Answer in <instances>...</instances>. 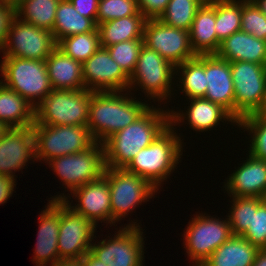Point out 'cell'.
Masks as SVG:
<instances>
[{
	"label": "cell",
	"mask_w": 266,
	"mask_h": 266,
	"mask_svg": "<svg viewBox=\"0 0 266 266\" xmlns=\"http://www.w3.org/2000/svg\"><path fill=\"white\" fill-rule=\"evenodd\" d=\"M15 17V6L8 1L0 0V51H2L10 23Z\"/></svg>",
	"instance_id": "41"
},
{
	"label": "cell",
	"mask_w": 266,
	"mask_h": 266,
	"mask_svg": "<svg viewBox=\"0 0 266 266\" xmlns=\"http://www.w3.org/2000/svg\"><path fill=\"white\" fill-rule=\"evenodd\" d=\"M170 0H138L140 12L148 19H159Z\"/></svg>",
	"instance_id": "42"
},
{
	"label": "cell",
	"mask_w": 266,
	"mask_h": 266,
	"mask_svg": "<svg viewBox=\"0 0 266 266\" xmlns=\"http://www.w3.org/2000/svg\"><path fill=\"white\" fill-rule=\"evenodd\" d=\"M39 218V231L34 250L36 266H53L61 260L58 253V235L60 228V199L49 200ZM49 263V264H47Z\"/></svg>",
	"instance_id": "20"
},
{
	"label": "cell",
	"mask_w": 266,
	"mask_h": 266,
	"mask_svg": "<svg viewBox=\"0 0 266 266\" xmlns=\"http://www.w3.org/2000/svg\"><path fill=\"white\" fill-rule=\"evenodd\" d=\"M59 2L60 0H21L15 6V15L25 22L52 32Z\"/></svg>",
	"instance_id": "31"
},
{
	"label": "cell",
	"mask_w": 266,
	"mask_h": 266,
	"mask_svg": "<svg viewBox=\"0 0 266 266\" xmlns=\"http://www.w3.org/2000/svg\"><path fill=\"white\" fill-rule=\"evenodd\" d=\"M259 248L241 235L221 244L200 266H252Z\"/></svg>",
	"instance_id": "26"
},
{
	"label": "cell",
	"mask_w": 266,
	"mask_h": 266,
	"mask_svg": "<svg viewBox=\"0 0 266 266\" xmlns=\"http://www.w3.org/2000/svg\"><path fill=\"white\" fill-rule=\"evenodd\" d=\"M224 185L230 197L232 195L261 198L266 191V160L249 154Z\"/></svg>",
	"instance_id": "21"
},
{
	"label": "cell",
	"mask_w": 266,
	"mask_h": 266,
	"mask_svg": "<svg viewBox=\"0 0 266 266\" xmlns=\"http://www.w3.org/2000/svg\"><path fill=\"white\" fill-rule=\"evenodd\" d=\"M138 13V0H99L96 25Z\"/></svg>",
	"instance_id": "39"
},
{
	"label": "cell",
	"mask_w": 266,
	"mask_h": 266,
	"mask_svg": "<svg viewBox=\"0 0 266 266\" xmlns=\"http://www.w3.org/2000/svg\"><path fill=\"white\" fill-rule=\"evenodd\" d=\"M241 31L266 41V15L254 0H242Z\"/></svg>",
	"instance_id": "38"
},
{
	"label": "cell",
	"mask_w": 266,
	"mask_h": 266,
	"mask_svg": "<svg viewBox=\"0 0 266 266\" xmlns=\"http://www.w3.org/2000/svg\"><path fill=\"white\" fill-rule=\"evenodd\" d=\"M145 16L140 12L133 16H126L103 22L97 25L101 47L106 48L114 44L143 38Z\"/></svg>",
	"instance_id": "28"
},
{
	"label": "cell",
	"mask_w": 266,
	"mask_h": 266,
	"mask_svg": "<svg viewBox=\"0 0 266 266\" xmlns=\"http://www.w3.org/2000/svg\"><path fill=\"white\" fill-rule=\"evenodd\" d=\"M0 71L2 83L34 107L52 91L45 60L3 56Z\"/></svg>",
	"instance_id": "5"
},
{
	"label": "cell",
	"mask_w": 266,
	"mask_h": 266,
	"mask_svg": "<svg viewBox=\"0 0 266 266\" xmlns=\"http://www.w3.org/2000/svg\"><path fill=\"white\" fill-rule=\"evenodd\" d=\"M241 236L259 249L266 248V205L259 197H251L250 225Z\"/></svg>",
	"instance_id": "36"
},
{
	"label": "cell",
	"mask_w": 266,
	"mask_h": 266,
	"mask_svg": "<svg viewBox=\"0 0 266 266\" xmlns=\"http://www.w3.org/2000/svg\"><path fill=\"white\" fill-rule=\"evenodd\" d=\"M239 128L252 134L248 152L252 156L266 160V113L250 114L237 122ZM251 133V134H250Z\"/></svg>",
	"instance_id": "35"
},
{
	"label": "cell",
	"mask_w": 266,
	"mask_h": 266,
	"mask_svg": "<svg viewBox=\"0 0 266 266\" xmlns=\"http://www.w3.org/2000/svg\"><path fill=\"white\" fill-rule=\"evenodd\" d=\"M234 83V118L265 113L266 111V65L234 61L230 62Z\"/></svg>",
	"instance_id": "6"
},
{
	"label": "cell",
	"mask_w": 266,
	"mask_h": 266,
	"mask_svg": "<svg viewBox=\"0 0 266 266\" xmlns=\"http://www.w3.org/2000/svg\"><path fill=\"white\" fill-rule=\"evenodd\" d=\"M204 2H212V1H214V0H203Z\"/></svg>",
	"instance_id": "52"
},
{
	"label": "cell",
	"mask_w": 266,
	"mask_h": 266,
	"mask_svg": "<svg viewBox=\"0 0 266 266\" xmlns=\"http://www.w3.org/2000/svg\"><path fill=\"white\" fill-rule=\"evenodd\" d=\"M83 266H107L104 262L100 261L90 251H88L82 258Z\"/></svg>",
	"instance_id": "45"
},
{
	"label": "cell",
	"mask_w": 266,
	"mask_h": 266,
	"mask_svg": "<svg viewBox=\"0 0 266 266\" xmlns=\"http://www.w3.org/2000/svg\"><path fill=\"white\" fill-rule=\"evenodd\" d=\"M174 130L169 126L148 147L141 149L125 169L159 190L158 186L175 170L182 156L183 143Z\"/></svg>",
	"instance_id": "3"
},
{
	"label": "cell",
	"mask_w": 266,
	"mask_h": 266,
	"mask_svg": "<svg viewBox=\"0 0 266 266\" xmlns=\"http://www.w3.org/2000/svg\"><path fill=\"white\" fill-rule=\"evenodd\" d=\"M21 0H13L11 3L16 6Z\"/></svg>",
	"instance_id": "51"
},
{
	"label": "cell",
	"mask_w": 266,
	"mask_h": 266,
	"mask_svg": "<svg viewBox=\"0 0 266 266\" xmlns=\"http://www.w3.org/2000/svg\"><path fill=\"white\" fill-rule=\"evenodd\" d=\"M85 89L93 92L129 91L130 77L111 57L107 48L100 47L82 63Z\"/></svg>",
	"instance_id": "16"
},
{
	"label": "cell",
	"mask_w": 266,
	"mask_h": 266,
	"mask_svg": "<svg viewBox=\"0 0 266 266\" xmlns=\"http://www.w3.org/2000/svg\"><path fill=\"white\" fill-rule=\"evenodd\" d=\"M121 228L114 239L92 244L90 252L107 266H143V229L136 222Z\"/></svg>",
	"instance_id": "13"
},
{
	"label": "cell",
	"mask_w": 266,
	"mask_h": 266,
	"mask_svg": "<svg viewBox=\"0 0 266 266\" xmlns=\"http://www.w3.org/2000/svg\"><path fill=\"white\" fill-rule=\"evenodd\" d=\"M260 7L261 11L266 15V0H254Z\"/></svg>",
	"instance_id": "48"
},
{
	"label": "cell",
	"mask_w": 266,
	"mask_h": 266,
	"mask_svg": "<svg viewBox=\"0 0 266 266\" xmlns=\"http://www.w3.org/2000/svg\"><path fill=\"white\" fill-rule=\"evenodd\" d=\"M16 179L10 176L0 175V204L6 203V201L12 196Z\"/></svg>",
	"instance_id": "44"
},
{
	"label": "cell",
	"mask_w": 266,
	"mask_h": 266,
	"mask_svg": "<svg viewBox=\"0 0 266 266\" xmlns=\"http://www.w3.org/2000/svg\"><path fill=\"white\" fill-rule=\"evenodd\" d=\"M53 266H83L81 259L59 260Z\"/></svg>",
	"instance_id": "47"
},
{
	"label": "cell",
	"mask_w": 266,
	"mask_h": 266,
	"mask_svg": "<svg viewBox=\"0 0 266 266\" xmlns=\"http://www.w3.org/2000/svg\"><path fill=\"white\" fill-rule=\"evenodd\" d=\"M52 89H85L82 63L66 55L56 47L45 60Z\"/></svg>",
	"instance_id": "25"
},
{
	"label": "cell",
	"mask_w": 266,
	"mask_h": 266,
	"mask_svg": "<svg viewBox=\"0 0 266 266\" xmlns=\"http://www.w3.org/2000/svg\"><path fill=\"white\" fill-rule=\"evenodd\" d=\"M226 219L221 221L199 213L189 222L183 240L193 266H200L221 244L233 236L229 220Z\"/></svg>",
	"instance_id": "12"
},
{
	"label": "cell",
	"mask_w": 266,
	"mask_h": 266,
	"mask_svg": "<svg viewBox=\"0 0 266 266\" xmlns=\"http://www.w3.org/2000/svg\"><path fill=\"white\" fill-rule=\"evenodd\" d=\"M189 100L190 106L185 112L186 115L183 112L181 114L180 112L169 111L170 126L179 124L185 118L188 119L190 127L199 132L211 130L216 125L218 126L220 121L237 124V120L220 104L213 103L204 97Z\"/></svg>",
	"instance_id": "22"
},
{
	"label": "cell",
	"mask_w": 266,
	"mask_h": 266,
	"mask_svg": "<svg viewBox=\"0 0 266 266\" xmlns=\"http://www.w3.org/2000/svg\"><path fill=\"white\" fill-rule=\"evenodd\" d=\"M216 0L204 2L189 30L191 48L196 55L215 54L220 46L215 30Z\"/></svg>",
	"instance_id": "24"
},
{
	"label": "cell",
	"mask_w": 266,
	"mask_h": 266,
	"mask_svg": "<svg viewBox=\"0 0 266 266\" xmlns=\"http://www.w3.org/2000/svg\"><path fill=\"white\" fill-rule=\"evenodd\" d=\"M57 47L66 55L81 63L88 60L100 47L99 31L68 36L57 43Z\"/></svg>",
	"instance_id": "33"
},
{
	"label": "cell",
	"mask_w": 266,
	"mask_h": 266,
	"mask_svg": "<svg viewBox=\"0 0 266 266\" xmlns=\"http://www.w3.org/2000/svg\"><path fill=\"white\" fill-rule=\"evenodd\" d=\"M56 47L57 43L50 30L36 27L15 15L1 52L3 56L46 60Z\"/></svg>",
	"instance_id": "11"
},
{
	"label": "cell",
	"mask_w": 266,
	"mask_h": 266,
	"mask_svg": "<svg viewBox=\"0 0 266 266\" xmlns=\"http://www.w3.org/2000/svg\"><path fill=\"white\" fill-rule=\"evenodd\" d=\"M181 71V72H180ZM180 73L181 77L178 78L181 83L178 88L184 92L188 97L201 98L205 96L206 74H205V55H197L193 59L186 60L182 64L175 66V74ZM183 88V89H182Z\"/></svg>",
	"instance_id": "30"
},
{
	"label": "cell",
	"mask_w": 266,
	"mask_h": 266,
	"mask_svg": "<svg viewBox=\"0 0 266 266\" xmlns=\"http://www.w3.org/2000/svg\"><path fill=\"white\" fill-rule=\"evenodd\" d=\"M174 75L175 66L172 63L158 52L143 45L134 72L130 76L129 89L138 85L153 101L166 100L171 96V90L174 89L171 87Z\"/></svg>",
	"instance_id": "9"
},
{
	"label": "cell",
	"mask_w": 266,
	"mask_h": 266,
	"mask_svg": "<svg viewBox=\"0 0 266 266\" xmlns=\"http://www.w3.org/2000/svg\"><path fill=\"white\" fill-rule=\"evenodd\" d=\"M0 121L7 128L30 127L35 123V108L17 92L0 84Z\"/></svg>",
	"instance_id": "27"
},
{
	"label": "cell",
	"mask_w": 266,
	"mask_h": 266,
	"mask_svg": "<svg viewBox=\"0 0 266 266\" xmlns=\"http://www.w3.org/2000/svg\"><path fill=\"white\" fill-rule=\"evenodd\" d=\"M169 126V110L151 105L134 123L103 143L106 167L125 169L141 149L148 147Z\"/></svg>",
	"instance_id": "1"
},
{
	"label": "cell",
	"mask_w": 266,
	"mask_h": 266,
	"mask_svg": "<svg viewBox=\"0 0 266 266\" xmlns=\"http://www.w3.org/2000/svg\"><path fill=\"white\" fill-rule=\"evenodd\" d=\"M241 12V0H216L215 30L220 42L241 31Z\"/></svg>",
	"instance_id": "32"
},
{
	"label": "cell",
	"mask_w": 266,
	"mask_h": 266,
	"mask_svg": "<svg viewBox=\"0 0 266 266\" xmlns=\"http://www.w3.org/2000/svg\"><path fill=\"white\" fill-rule=\"evenodd\" d=\"M143 38L145 46L174 66L197 56L191 48L189 31L166 25L159 19L146 20Z\"/></svg>",
	"instance_id": "15"
},
{
	"label": "cell",
	"mask_w": 266,
	"mask_h": 266,
	"mask_svg": "<svg viewBox=\"0 0 266 266\" xmlns=\"http://www.w3.org/2000/svg\"><path fill=\"white\" fill-rule=\"evenodd\" d=\"M96 28L97 25L78 13L69 0H60L52 30L56 43L65 37L92 32Z\"/></svg>",
	"instance_id": "29"
},
{
	"label": "cell",
	"mask_w": 266,
	"mask_h": 266,
	"mask_svg": "<svg viewBox=\"0 0 266 266\" xmlns=\"http://www.w3.org/2000/svg\"><path fill=\"white\" fill-rule=\"evenodd\" d=\"M205 74L207 90L204 98L220 104L234 117V83L230 62L215 54L205 55Z\"/></svg>",
	"instance_id": "19"
},
{
	"label": "cell",
	"mask_w": 266,
	"mask_h": 266,
	"mask_svg": "<svg viewBox=\"0 0 266 266\" xmlns=\"http://www.w3.org/2000/svg\"><path fill=\"white\" fill-rule=\"evenodd\" d=\"M33 132L36 161L49 162L57 157L75 154L96 142L90 129L83 125L54 126L34 123Z\"/></svg>",
	"instance_id": "7"
},
{
	"label": "cell",
	"mask_w": 266,
	"mask_h": 266,
	"mask_svg": "<svg viewBox=\"0 0 266 266\" xmlns=\"http://www.w3.org/2000/svg\"><path fill=\"white\" fill-rule=\"evenodd\" d=\"M144 38L132 39L106 47L111 57L130 77L134 72Z\"/></svg>",
	"instance_id": "37"
},
{
	"label": "cell",
	"mask_w": 266,
	"mask_h": 266,
	"mask_svg": "<svg viewBox=\"0 0 266 266\" xmlns=\"http://www.w3.org/2000/svg\"><path fill=\"white\" fill-rule=\"evenodd\" d=\"M92 92L88 89L52 91L35 108V123L87 126Z\"/></svg>",
	"instance_id": "4"
},
{
	"label": "cell",
	"mask_w": 266,
	"mask_h": 266,
	"mask_svg": "<svg viewBox=\"0 0 266 266\" xmlns=\"http://www.w3.org/2000/svg\"><path fill=\"white\" fill-rule=\"evenodd\" d=\"M31 159L36 160L33 126L8 128L0 138V175L14 178Z\"/></svg>",
	"instance_id": "18"
},
{
	"label": "cell",
	"mask_w": 266,
	"mask_h": 266,
	"mask_svg": "<svg viewBox=\"0 0 266 266\" xmlns=\"http://www.w3.org/2000/svg\"><path fill=\"white\" fill-rule=\"evenodd\" d=\"M233 203L228 217L233 235H242L250 225L251 197L232 196Z\"/></svg>",
	"instance_id": "40"
},
{
	"label": "cell",
	"mask_w": 266,
	"mask_h": 266,
	"mask_svg": "<svg viewBox=\"0 0 266 266\" xmlns=\"http://www.w3.org/2000/svg\"><path fill=\"white\" fill-rule=\"evenodd\" d=\"M75 10L86 18H90L96 24L99 0H69Z\"/></svg>",
	"instance_id": "43"
},
{
	"label": "cell",
	"mask_w": 266,
	"mask_h": 266,
	"mask_svg": "<svg viewBox=\"0 0 266 266\" xmlns=\"http://www.w3.org/2000/svg\"><path fill=\"white\" fill-rule=\"evenodd\" d=\"M7 126H5L1 121H0V138L3 136L4 132L7 130Z\"/></svg>",
	"instance_id": "49"
},
{
	"label": "cell",
	"mask_w": 266,
	"mask_h": 266,
	"mask_svg": "<svg viewBox=\"0 0 266 266\" xmlns=\"http://www.w3.org/2000/svg\"><path fill=\"white\" fill-rule=\"evenodd\" d=\"M261 200L266 205V191L263 193Z\"/></svg>",
	"instance_id": "50"
},
{
	"label": "cell",
	"mask_w": 266,
	"mask_h": 266,
	"mask_svg": "<svg viewBox=\"0 0 266 266\" xmlns=\"http://www.w3.org/2000/svg\"><path fill=\"white\" fill-rule=\"evenodd\" d=\"M126 95L121 91L92 92L87 127L96 142L103 144L150 108L148 103Z\"/></svg>",
	"instance_id": "2"
},
{
	"label": "cell",
	"mask_w": 266,
	"mask_h": 266,
	"mask_svg": "<svg viewBox=\"0 0 266 266\" xmlns=\"http://www.w3.org/2000/svg\"><path fill=\"white\" fill-rule=\"evenodd\" d=\"M104 174L110 189L112 225L158 192L148 181L126 169L106 167Z\"/></svg>",
	"instance_id": "10"
},
{
	"label": "cell",
	"mask_w": 266,
	"mask_h": 266,
	"mask_svg": "<svg viewBox=\"0 0 266 266\" xmlns=\"http://www.w3.org/2000/svg\"><path fill=\"white\" fill-rule=\"evenodd\" d=\"M203 0H170L159 20L166 25L189 31Z\"/></svg>",
	"instance_id": "34"
},
{
	"label": "cell",
	"mask_w": 266,
	"mask_h": 266,
	"mask_svg": "<svg viewBox=\"0 0 266 266\" xmlns=\"http://www.w3.org/2000/svg\"><path fill=\"white\" fill-rule=\"evenodd\" d=\"M252 266H266V248L258 250Z\"/></svg>",
	"instance_id": "46"
},
{
	"label": "cell",
	"mask_w": 266,
	"mask_h": 266,
	"mask_svg": "<svg viewBox=\"0 0 266 266\" xmlns=\"http://www.w3.org/2000/svg\"><path fill=\"white\" fill-rule=\"evenodd\" d=\"M48 163L61 182L63 181V185H67L65 188L72 192L104 175L106 169L104 145L95 142L81 152L57 157Z\"/></svg>",
	"instance_id": "8"
},
{
	"label": "cell",
	"mask_w": 266,
	"mask_h": 266,
	"mask_svg": "<svg viewBox=\"0 0 266 266\" xmlns=\"http://www.w3.org/2000/svg\"><path fill=\"white\" fill-rule=\"evenodd\" d=\"M72 196L78 198L75 206H71V202L67 200L64 194L54 196V199H64L70 207L80 213L84 218L90 220L95 226L99 220L111 225V202L108 177L104 174L102 177L82 185L70 192Z\"/></svg>",
	"instance_id": "17"
},
{
	"label": "cell",
	"mask_w": 266,
	"mask_h": 266,
	"mask_svg": "<svg viewBox=\"0 0 266 266\" xmlns=\"http://www.w3.org/2000/svg\"><path fill=\"white\" fill-rule=\"evenodd\" d=\"M220 59L266 65V41L238 31L224 39L215 53Z\"/></svg>",
	"instance_id": "23"
},
{
	"label": "cell",
	"mask_w": 266,
	"mask_h": 266,
	"mask_svg": "<svg viewBox=\"0 0 266 266\" xmlns=\"http://www.w3.org/2000/svg\"><path fill=\"white\" fill-rule=\"evenodd\" d=\"M96 226L60 199L58 253L61 260L81 259L93 243Z\"/></svg>",
	"instance_id": "14"
}]
</instances>
